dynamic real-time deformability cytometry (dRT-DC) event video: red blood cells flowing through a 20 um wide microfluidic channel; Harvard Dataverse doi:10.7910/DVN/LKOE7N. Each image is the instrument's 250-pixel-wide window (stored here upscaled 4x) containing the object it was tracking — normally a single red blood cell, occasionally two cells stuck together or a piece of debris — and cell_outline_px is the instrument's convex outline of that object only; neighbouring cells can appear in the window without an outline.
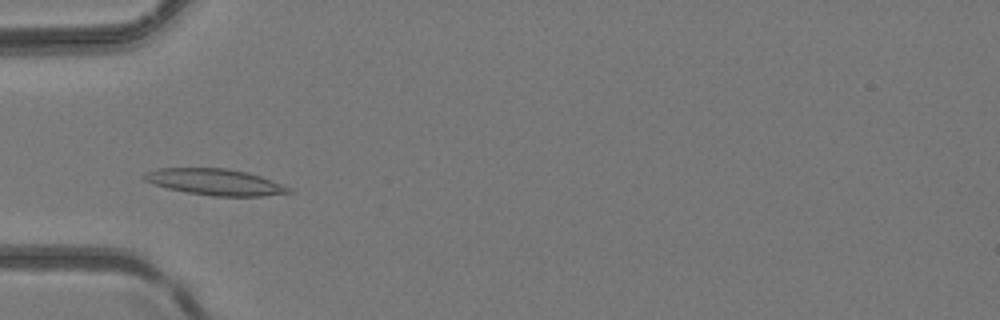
{"species": "common noctule bat (a hibernating species)", "species_latin": "Nyctalus noctula", "temperature_condition": "room temperature", "stored_images_in_passage": 45, "camera_frame_rate_fps": 3000, "um_per_image_px": 0.085, "animal": {"sex": "female", "body_mass_g": 24.6, "forearm_length_mm": 56.2}, "frame": {"image": 1, "passage_image": 12, "time_ms": 3.667, "image_size_px": [1000, 320], "cell_outline_px": [[296, 192], [260, 196], [212, 196], [188, 192], [168, 188], [152, 184], [144, 180], [140, 176], [144, 172], [156, 168], [228, 168], [248, 172], [260, 176], [292, 188]], "centroid_in_image_um": [18.26, 15.46], "position_along_channel_um": 66.7, "area_um2": 22.31}}
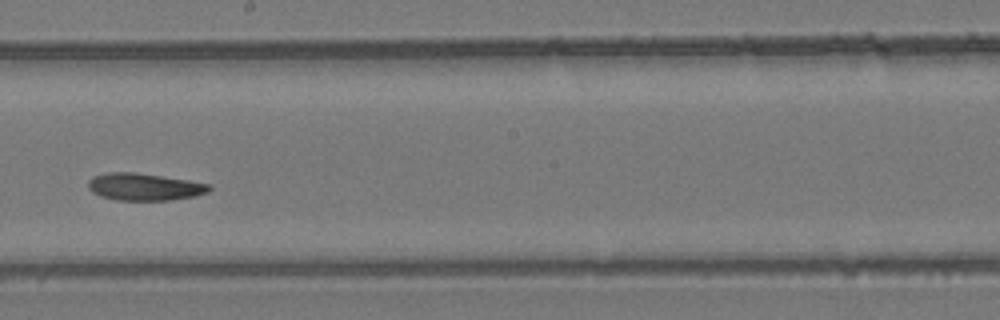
{"frame": {"image": 2, "passage_image": 24, "time_ms": 7.667, "image_size_px": [1000, 320], "cell_outline_px": [[212, 188], [208, 192], [196, 196], [172, 200], [116, 200], [100, 196], [92, 192], [88, 188], [88, 180], [92, 176], [108, 172], [132, 172], [188, 180], [212, 184]], "centroid_in_image_um": [12.27, 15.88], "position_along_channel_um": 235.9, "area_um2": 19.31}}
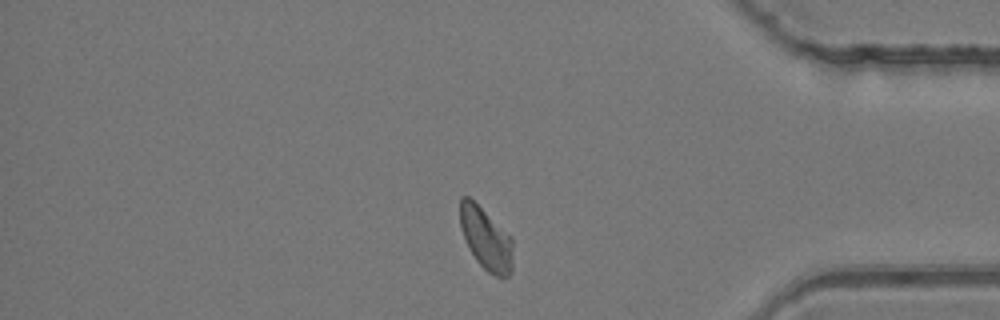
{"frame": {"image": 3, "passage_image": 37, "time_ms": 12.0, "image_size_px": [1000, 320], "cell_outline_px": [[512, 272], [508, 276], [496, 276], [488, 272], [476, 260], [460, 228], [460, 196], [468, 196], [512, 236]], "centroid_in_image_um": [41.32, 20.28], "position_along_channel_um": 393.9, "area_um2": 18.96}}